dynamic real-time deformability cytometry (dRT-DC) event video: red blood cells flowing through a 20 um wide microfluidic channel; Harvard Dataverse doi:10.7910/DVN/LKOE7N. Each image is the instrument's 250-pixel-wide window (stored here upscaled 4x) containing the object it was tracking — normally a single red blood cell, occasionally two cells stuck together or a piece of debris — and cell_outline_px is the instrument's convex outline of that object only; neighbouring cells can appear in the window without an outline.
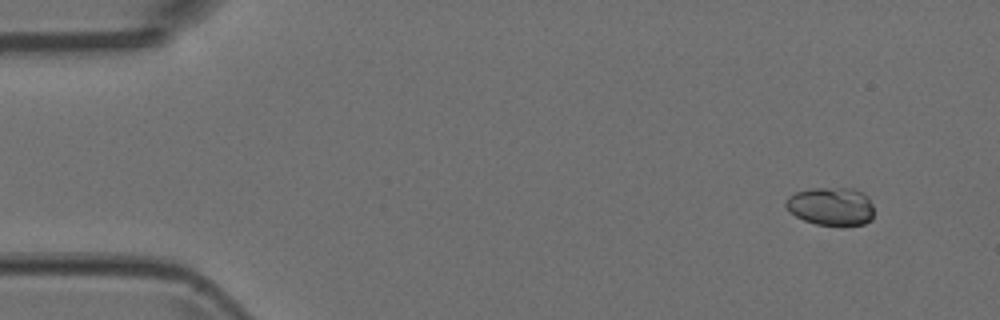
{"species": "Egyptian fruit bat (a non-hibernating species)", "species_latin": "Rousettus aegyptiacus", "temperature_condition": "room temperature", "stored_images_in_passage": 5, "camera_frame_rate_fps": 3000, "um_per_image_px": 0.085, "animal": {"sex": "female"}, "frame": {"image": 1, "passage_image": 1, "time_ms": 0.0, "image_size_px": [1000, 320], "cell_outline_px": [[872, 220], [864, 224], [816, 224], [804, 220], [788, 212], [784, 204], [784, 200], [788, 196], [796, 192], [812, 188], [852, 188], [864, 192], [868, 196], [872, 204]], "centroid_in_image_um": [70.61, 17.51], "position_along_channel_um": 14.4, "area_um2": 19.65}}
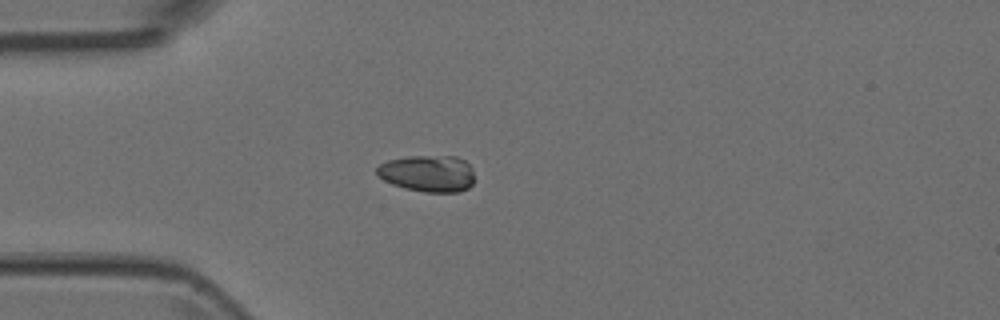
{"frame": {"image": 2, "passage_image": 4, "time_ms": 1.0, "image_size_px": [1000, 320], "cell_outline_px": [[472, 184], [468, 188], [460, 192], [424, 192], [404, 188], [392, 184], [384, 180], [376, 172], [376, 168], [380, 164], [388, 160], [408, 156], [456, 156], [464, 160], [472, 168]], "centroid_in_image_um": [36.36, 14.74], "position_along_channel_um": 48.6, "area_um2": 20.87}}